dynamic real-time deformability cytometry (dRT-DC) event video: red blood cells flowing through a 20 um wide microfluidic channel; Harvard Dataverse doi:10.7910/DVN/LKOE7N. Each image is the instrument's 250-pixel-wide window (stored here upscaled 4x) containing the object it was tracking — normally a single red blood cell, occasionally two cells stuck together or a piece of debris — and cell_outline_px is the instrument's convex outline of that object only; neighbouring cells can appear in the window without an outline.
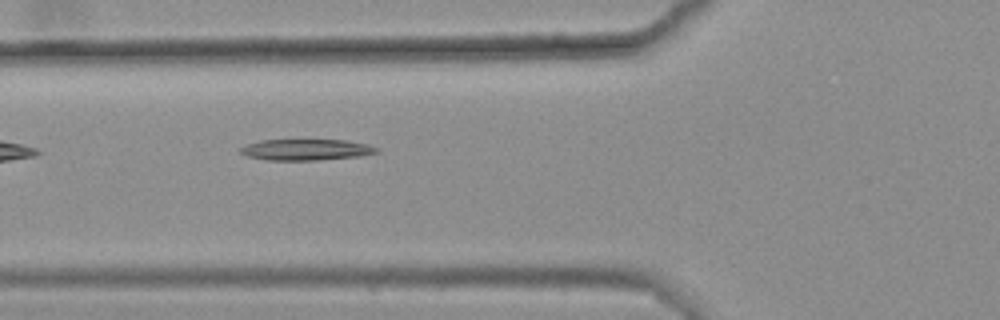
{"species": "common noctule bat (a hibernating species)", "species_latin": "Nyctalus noctula", "temperature_condition": "warm", "stored_images_in_passage": 5, "camera_frame_rate_fps": 3000, "um_per_image_px": 0.085, "animal": {"sex": "female", "body_mass_g": 25.1}, "frame": {"image": 1, "passage_image": 5, "time_ms": 1.333, "image_size_px": [1000, 320], "cell_outline_px": [[380, 152], [360, 156], [316, 160], [268, 160], [248, 156], [240, 152], [240, 148], [248, 144], [260, 140], [344, 140], [368, 144], [380, 148]], "centroid_in_image_um": [26.07, 12.72], "position_along_channel_um": 99.7, "area_um2": 16.7}}